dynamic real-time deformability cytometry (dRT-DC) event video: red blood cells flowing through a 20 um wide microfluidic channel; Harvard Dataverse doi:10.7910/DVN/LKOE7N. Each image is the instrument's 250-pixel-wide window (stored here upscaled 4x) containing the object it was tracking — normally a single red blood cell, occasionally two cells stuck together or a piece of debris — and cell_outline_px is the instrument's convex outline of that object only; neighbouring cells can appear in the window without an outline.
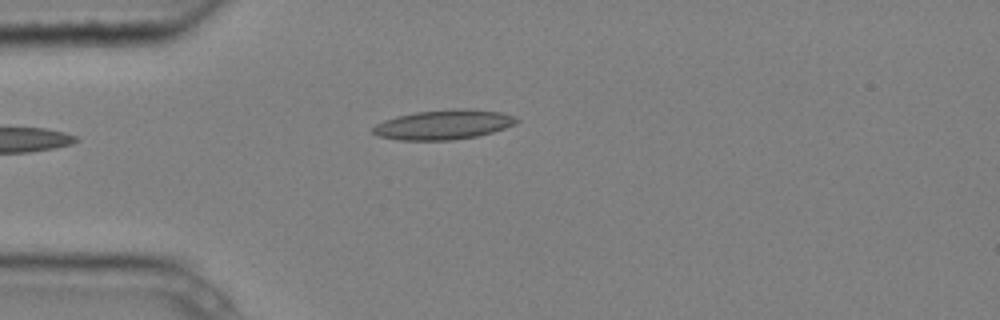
{"species": "common noctule bat (a hibernating species)", "species_latin": "Nyctalus noctula", "temperature_condition": "cold", "stored_images_in_passage": 2, "camera_frame_rate_fps": 3000, "um_per_image_px": 0.085, "animal": {"sex": "male", "body_mass_g": 20.4}, "frame": {"image": 1, "passage_image": 2, "time_ms": 0.333, "image_size_px": [1000, 320], "cell_outline_px": [[520, 120], [516, 124], [492, 132], [476, 136], [452, 140], [400, 140], [380, 136], [372, 132], [372, 128], [376, 124], [384, 120], [396, 116], [416, 112], [452, 108], [468, 108], [500, 112], [512, 116]], "centroid_in_image_um": [37.7, 10.58], "position_along_channel_um": 47.3, "area_um2": 24.8}}